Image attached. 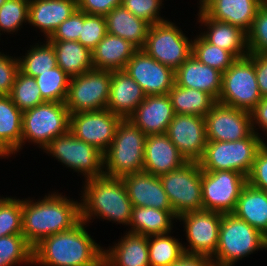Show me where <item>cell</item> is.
<instances>
[{
    "label": "cell",
    "instance_id": "1",
    "mask_svg": "<svg viewBox=\"0 0 267 266\" xmlns=\"http://www.w3.org/2000/svg\"><path fill=\"white\" fill-rule=\"evenodd\" d=\"M80 221V202L61 193H49L37 201L22 199V235L32 247L50 235L72 229Z\"/></svg>",
    "mask_w": 267,
    "mask_h": 266
},
{
    "label": "cell",
    "instance_id": "2",
    "mask_svg": "<svg viewBox=\"0 0 267 266\" xmlns=\"http://www.w3.org/2000/svg\"><path fill=\"white\" fill-rule=\"evenodd\" d=\"M82 220L72 229L50 235L33 247V265L103 266V247L86 231Z\"/></svg>",
    "mask_w": 267,
    "mask_h": 266
},
{
    "label": "cell",
    "instance_id": "3",
    "mask_svg": "<svg viewBox=\"0 0 267 266\" xmlns=\"http://www.w3.org/2000/svg\"><path fill=\"white\" fill-rule=\"evenodd\" d=\"M81 191V220L87 224L96 217L129 226L132 203L121 178L102 175L84 181Z\"/></svg>",
    "mask_w": 267,
    "mask_h": 266
},
{
    "label": "cell",
    "instance_id": "4",
    "mask_svg": "<svg viewBox=\"0 0 267 266\" xmlns=\"http://www.w3.org/2000/svg\"><path fill=\"white\" fill-rule=\"evenodd\" d=\"M267 250V237L233 213L222 214L218 245L211 258L215 266H234L258 250Z\"/></svg>",
    "mask_w": 267,
    "mask_h": 266
},
{
    "label": "cell",
    "instance_id": "5",
    "mask_svg": "<svg viewBox=\"0 0 267 266\" xmlns=\"http://www.w3.org/2000/svg\"><path fill=\"white\" fill-rule=\"evenodd\" d=\"M146 137L129 119H122L110 147L103 154L104 175L121 178L143 171Z\"/></svg>",
    "mask_w": 267,
    "mask_h": 266
},
{
    "label": "cell",
    "instance_id": "6",
    "mask_svg": "<svg viewBox=\"0 0 267 266\" xmlns=\"http://www.w3.org/2000/svg\"><path fill=\"white\" fill-rule=\"evenodd\" d=\"M254 132L236 141H207L203 157L199 161L204 171L232 170L248 177L258 150L267 143Z\"/></svg>",
    "mask_w": 267,
    "mask_h": 266
},
{
    "label": "cell",
    "instance_id": "7",
    "mask_svg": "<svg viewBox=\"0 0 267 266\" xmlns=\"http://www.w3.org/2000/svg\"><path fill=\"white\" fill-rule=\"evenodd\" d=\"M70 113L65 103L45 102L23 112L21 149L27 143L45 149L69 131Z\"/></svg>",
    "mask_w": 267,
    "mask_h": 266
},
{
    "label": "cell",
    "instance_id": "8",
    "mask_svg": "<svg viewBox=\"0 0 267 266\" xmlns=\"http://www.w3.org/2000/svg\"><path fill=\"white\" fill-rule=\"evenodd\" d=\"M176 217L202 211V169L199 162H187L181 168L159 176Z\"/></svg>",
    "mask_w": 267,
    "mask_h": 266
},
{
    "label": "cell",
    "instance_id": "9",
    "mask_svg": "<svg viewBox=\"0 0 267 266\" xmlns=\"http://www.w3.org/2000/svg\"><path fill=\"white\" fill-rule=\"evenodd\" d=\"M262 99L253 60L238 58L222 73V89L218 102L251 112Z\"/></svg>",
    "mask_w": 267,
    "mask_h": 266
},
{
    "label": "cell",
    "instance_id": "10",
    "mask_svg": "<svg viewBox=\"0 0 267 266\" xmlns=\"http://www.w3.org/2000/svg\"><path fill=\"white\" fill-rule=\"evenodd\" d=\"M43 152L74 172H80L85 180L104 175L103 153L70 131L53 139Z\"/></svg>",
    "mask_w": 267,
    "mask_h": 266
},
{
    "label": "cell",
    "instance_id": "11",
    "mask_svg": "<svg viewBox=\"0 0 267 266\" xmlns=\"http://www.w3.org/2000/svg\"><path fill=\"white\" fill-rule=\"evenodd\" d=\"M150 57L176 71L192 54V39L169 20L151 25L142 48Z\"/></svg>",
    "mask_w": 267,
    "mask_h": 266
},
{
    "label": "cell",
    "instance_id": "12",
    "mask_svg": "<svg viewBox=\"0 0 267 266\" xmlns=\"http://www.w3.org/2000/svg\"><path fill=\"white\" fill-rule=\"evenodd\" d=\"M111 84V71L90 69L69 81L66 107L70 114L106 109Z\"/></svg>",
    "mask_w": 267,
    "mask_h": 266
},
{
    "label": "cell",
    "instance_id": "13",
    "mask_svg": "<svg viewBox=\"0 0 267 266\" xmlns=\"http://www.w3.org/2000/svg\"><path fill=\"white\" fill-rule=\"evenodd\" d=\"M247 177L232 170H202V204L207 211L233 213Z\"/></svg>",
    "mask_w": 267,
    "mask_h": 266
},
{
    "label": "cell",
    "instance_id": "14",
    "mask_svg": "<svg viewBox=\"0 0 267 266\" xmlns=\"http://www.w3.org/2000/svg\"><path fill=\"white\" fill-rule=\"evenodd\" d=\"M185 226L187 247L183 249L186 254L212 258L218 245L219 227L222 213L214 211L188 212L177 217Z\"/></svg>",
    "mask_w": 267,
    "mask_h": 266
},
{
    "label": "cell",
    "instance_id": "15",
    "mask_svg": "<svg viewBox=\"0 0 267 266\" xmlns=\"http://www.w3.org/2000/svg\"><path fill=\"white\" fill-rule=\"evenodd\" d=\"M122 119L108 109L70 114L69 131L103 154L110 147Z\"/></svg>",
    "mask_w": 267,
    "mask_h": 266
},
{
    "label": "cell",
    "instance_id": "16",
    "mask_svg": "<svg viewBox=\"0 0 267 266\" xmlns=\"http://www.w3.org/2000/svg\"><path fill=\"white\" fill-rule=\"evenodd\" d=\"M207 141H236L249 137L251 113L216 102L205 116Z\"/></svg>",
    "mask_w": 267,
    "mask_h": 266
},
{
    "label": "cell",
    "instance_id": "17",
    "mask_svg": "<svg viewBox=\"0 0 267 266\" xmlns=\"http://www.w3.org/2000/svg\"><path fill=\"white\" fill-rule=\"evenodd\" d=\"M124 70L142 88L146 96L164 95L175 84V71L138 49L126 64Z\"/></svg>",
    "mask_w": 267,
    "mask_h": 266
},
{
    "label": "cell",
    "instance_id": "18",
    "mask_svg": "<svg viewBox=\"0 0 267 266\" xmlns=\"http://www.w3.org/2000/svg\"><path fill=\"white\" fill-rule=\"evenodd\" d=\"M166 134L187 162L201 160L207 143L205 117L174 114Z\"/></svg>",
    "mask_w": 267,
    "mask_h": 266
},
{
    "label": "cell",
    "instance_id": "19",
    "mask_svg": "<svg viewBox=\"0 0 267 266\" xmlns=\"http://www.w3.org/2000/svg\"><path fill=\"white\" fill-rule=\"evenodd\" d=\"M266 0H204L200 8L209 18L230 23L246 34Z\"/></svg>",
    "mask_w": 267,
    "mask_h": 266
},
{
    "label": "cell",
    "instance_id": "20",
    "mask_svg": "<svg viewBox=\"0 0 267 266\" xmlns=\"http://www.w3.org/2000/svg\"><path fill=\"white\" fill-rule=\"evenodd\" d=\"M174 114L168 94L148 95L128 119L149 136L165 134Z\"/></svg>",
    "mask_w": 267,
    "mask_h": 266
},
{
    "label": "cell",
    "instance_id": "21",
    "mask_svg": "<svg viewBox=\"0 0 267 266\" xmlns=\"http://www.w3.org/2000/svg\"><path fill=\"white\" fill-rule=\"evenodd\" d=\"M135 207L173 210L159 176L141 171L121 177Z\"/></svg>",
    "mask_w": 267,
    "mask_h": 266
},
{
    "label": "cell",
    "instance_id": "22",
    "mask_svg": "<svg viewBox=\"0 0 267 266\" xmlns=\"http://www.w3.org/2000/svg\"><path fill=\"white\" fill-rule=\"evenodd\" d=\"M186 159L171 142L168 135L155 134L146 137L143 171L160 176L181 168Z\"/></svg>",
    "mask_w": 267,
    "mask_h": 266
},
{
    "label": "cell",
    "instance_id": "23",
    "mask_svg": "<svg viewBox=\"0 0 267 266\" xmlns=\"http://www.w3.org/2000/svg\"><path fill=\"white\" fill-rule=\"evenodd\" d=\"M141 86L126 71H111V84L106 109L121 119H128L145 99Z\"/></svg>",
    "mask_w": 267,
    "mask_h": 266
},
{
    "label": "cell",
    "instance_id": "24",
    "mask_svg": "<svg viewBox=\"0 0 267 266\" xmlns=\"http://www.w3.org/2000/svg\"><path fill=\"white\" fill-rule=\"evenodd\" d=\"M77 9V0H29L28 24L49 39L58 26Z\"/></svg>",
    "mask_w": 267,
    "mask_h": 266
},
{
    "label": "cell",
    "instance_id": "25",
    "mask_svg": "<svg viewBox=\"0 0 267 266\" xmlns=\"http://www.w3.org/2000/svg\"><path fill=\"white\" fill-rule=\"evenodd\" d=\"M198 22L206 27L200 35L209 43L233 53L237 58L248 56L247 34L230 23L209 18L200 8Z\"/></svg>",
    "mask_w": 267,
    "mask_h": 266
},
{
    "label": "cell",
    "instance_id": "26",
    "mask_svg": "<svg viewBox=\"0 0 267 266\" xmlns=\"http://www.w3.org/2000/svg\"><path fill=\"white\" fill-rule=\"evenodd\" d=\"M175 84L210 94L216 101L222 89V72L191 55L176 71Z\"/></svg>",
    "mask_w": 267,
    "mask_h": 266
},
{
    "label": "cell",
    "instance_id": "27",
    "mask_svg": "<svg viewBox=\"0 0 267 266\" xmlns=\"http://www.w3.org/2000/svg\"><path fill=\"white\" fill-rule=\"evenodd\" d=\"M118 243L103 249V266H150L148 237L127 232Z\"/></svg>",
    "mask_w": 267,
    "mask_h": 266
},
{
    "label": "cell",
    "instance_id": "28",
    "mask_svg": "<svg viewBox=\"0 0 267 266\" xmlns=\"http://www.w3.org/2000/svg\"><path fill=\"white\" fill-rule=\"evenodd\" d=\"M138 48L130 41L106 33L104 38L91 51L95 69L123 70Z\"/></svg>",
    "mask_w": 267,
    "mask_h": 266
},
{
    "label": "cell",
    "instance_id": "29",
    "mask_svg": "<svg viewBox=\"0 0 267 266\" xmlns=\"http://www.w3.org/2000/svg\"><path fill=\"white\" fill-rule=\"evenodd\" d=\"M104 17L107 33L130 41L138 49L144 47L151 26L148 22L137 18L123 5L115 7Z\"/></svg>",
    "mask_w": 267,
    "mask_h": 266
},
{
    "label": "cell",
    "instance_id": "30",
    "mask_svg": "<svg viewBox=\"0 0 267 266\" xmlns=\"http://www.w3.org/2000/svg\"><path fill=\"white\" fill-rule=\"evenodd\" d=\"M233 214L267 237V192L248 183L243 187Z\"/></svg>",
    "mask_w": 267,
    "mask_h": 266
},
{
    "label": "cell",
    "instance_id": "31",
    "mask_svg": "<svg viewBox=\"0 0 267 266\" xmlns=\"http://www.w3.org/2000/svg\"><path fill=\"white\" fill-rule=\"evenodd\" d=\"M177 217L173 210H160L153 207H132L128 232L144 236L171 233Z\"/></svg>",
    "mask_w": 267,
    "mask_h": 266
},
{
    "label": "cell",
    "instance_id": "32",
    "mask_svg": "<svg viewBox=\"0 0 267 266\" xmlns=\"http://www.w3.org/2000/svg\"><path fill=\"white\" fill-rule=\"evenodd\" d=\"M55 50L57 66L69 77L79 76L93 69L92 53L78 41H49Z\"/></svg>",
    "mask_w": 267,
    "mask_h": 266
},
{
    "label": "cell",
    "instance_id": "33",
    "mask_svg": "<svg viewBox=\"0 0 267 266\" xmlns=\"http://www.w3.org/2000/svg\"><path fill=\"white\" fill-rule=\"evenodd\" d=\"M23 112L10 95H0V142L12 153L21 150Z\"/></svg>",
    "mask_w": 267,
    "mask_h": 266
},
{
    "label": "cell",
    "instance_id": "34",
    "mask_svg": "<svg viewBox=\"0 0 267 266\" xmlns=\"http://www.w3.org/2000/svg\"><path fill=\"white\" fill-rule=\"evenodd\" d=\"M175 114L205 117L217 102L210 94L174 84L168 92Z\"/></svg>",
    "mask_w": 267,
    "mask_h": 266
},
{
    "label": "cell",
    "instance_id": "35",
    "mask_svg": "<svg viewBox=\"0 0 267 266\" xmlns=\"http://www.w3.org/2000/svg\"><path fill=\"white\" fill-rule=\"evenodd\" d=\"M150 266H171L184 254L183 244L170 233L148 237Z\"/></svg>",
    "mask_w": 267,
    "mask_h": 266
},
{
    "label": "cell",
    "instance_id": "36",
    "mask_svg": "<svg viewBox=\"0 0 267 266\" xmlns=\"http://www.w3.org/2000/svg\"><path fill=\"white\" fill-rule=\"evenodd\" d=\"M41 44L31 45L25 56L18 57L19 70L25 75L36 77L57 66L53 45L48 40Z\"/></svg>",
    "mask_w": 267,
    "mask_h": 266
},
{
    "label": "cell",
    "instance_id": "37",
    "mask_svg": "<svg viewBox=\"0 0 267 266\" xmlns=\"http://www.w3.org/2000/svg\"><path fill=\"white\" fill-rule=\"evenodd\" d=\"M198 61L224 73L238 58L207 42L200 34L192 40V54Z\"/></svg>",
    "mask_w": 267,
    "mask_h": 266
},
{
    "label": "cell",
    "instance_id": "38",
    "mask_svg": "<svg viewBox=\"0 0 267 266\" xmlns=\"http://www.w3.org/2000/svg\"><path fill=\"white\" fill-rule=\"evenodd\" d=\"M69 77L59 66L49 69L35 77L45 102L65 103L69 89Z\"/></svg>",
    "mask_w": 267,
    "mask_h": 266
},
{
    "label": "cell",
    "instance_id": "39",
    "mask_svg": "<svg viewBox=\"0 0 267 266\" xmlns=\"http://www.w3.org/2000/svg\"><path fill=\"white\" fill-rule=\"evenodd\" d=\"M25 263L33 266V247L22 234L0 237V266Z\"/></svg>",
    "mask_w": 267,
    "mask_h": 266
},
{
    "label": "cell",
    "instance_id": "40",
    "mask_svg": "<svg viewBox=\"0 0 267 266\" xmlns=\"http://www.w3.org/2000/svg\"><path fill=\"white\" fill-rule=\"evenodd\" d=\"M10 96L13 103L22 112L45 103L35 77L25 75L20 70L16 75Z\"/></svg>",
    "mask_w": 267,
    "mask_h": 266
},
{
    "label": "cell",
    "instance_id": "41",
    "mask_svg": "<svg viewBox=\"0 0 267 266\" xmlns=\"http://www.w3.org/2000/svg\"><path fill=\"white\" fill-rule=\"evenodd\" d=\"M28 13L29 0H7L0 7V32L17 33L23 23H28Z\"/></svg>",
    "mask_w": 267,
    "mask_h": 266
},
{
    "label": "cell",
    "instance_id": "42",
    "mask_svg": "<svg viewBox=\"0 0 267 266\" xmlns=\"http://www.w3.org/2000/svg\"><path fill=\"white\" fill-rule=\"evenodd\" d=\"M22 234V199H0V237Z\"/></svg>",
    "mask_w": 267,
    "mask_h": 266
},
{
    "label": "cell",
    "instance_id": "43",
    "mask_svg": "<svg viewBox=\"0 0 267 266\" xmlns=\"http://www.w3.org/2000/svg\"><path fill=\"white\" fill-rule=\"evenodd\" d=\"M249 53L267 54V0L259 8L247 33Z\"/></svg>",
    "mask_w": 267,
    "mask_h": 266
},
{
    "label": "cell",
    "instance_id": "44",
    "mask_svg": "<svg viewBox=\"0 0 267 266\" xmlns=\"http://www.w3.org/2000/svg\"><path fill=\"white\" fill-rule=\"evenodd\" d=\"M107 33L105 17L83 12V24L78 42L92 51Z\"/></svg>",
    "mask_w": 267,
    "mask_h": 266
},
{
    "label": "cell",
    "instance_id": "45",
    "mask_svg": "<svg viewBox=\"0 0 267 266\" xmlns=\"http://www.w3.org/2000/svg\"><path fill=\"white\" fill-rule=\"evenodd\" d=\"M162 0H123L122 5L137 18L143 19L150 25L167 21L161 17Z\"/></svg>",
    "mask_w": 267,
    "mask_h": 266
},
{
    "label": "cell",
    "instance_id": "46",
    "mask_svg": "<svg viewBox=\"0 0 267 266\" xmlns=\"http://www.w3.org/2000/svg\"><path fill=\"white\" fill-rule=\"evenodd\" d=\"M83 24V11L76 9L72 15L63 21L48 41H78Z\"/></svg>",
    "mask_w": 267,
    "mask_h": 266
},
{
    "label": "cell",
    "instance_id": "47",
    "mask_svg": "<svg viewBox=\"0 0 267 266\" xmlns=\"http://www.w3.org/2000/svg\"><path fill=\"white\" fill-rule=\"evenodd\" d=\"M18 71V57L0 52V95H10Z\"/></svg>",
    "mask_w": 267,
    "mask_h": 266
},
{
    "label": "cell",
    "instance_id": "48",
    "mask_svg": "<svg viewBox=\"0 0 267 266\" xmlns=\"http://www.w3.org/2000/svg\"><path fill=\"white\" fill-rule=\"evenodd\" d=\"M247 183L267 192V144L258 150Z\"/></svg>",
    "mask_w": 267,
    "mask_h": 266
},
{
    "label": "cell",
    "instance_id": "49",
    "mask_svg": "<svg viewBox=\"0 0 267 266\" xmlns=\"http://www.w3.org/2000/svg\"><path fill=\"white\" fill-rule=\"evenodd\" d=\"M123 0H77V9L90 15H107L115 7L122 5Z\"/></svg>",
    "mask_w": 267,
    "mask_h": 266
},
{
    "label": "cell",
    "instance_id": "50",
    "mask_svg": "<svg viewBox=\"0 0 267 266\" xmlns=\"http://www.w3.org/2000/svg\"><path fill=\"white\" fill-rule=\"evenodd\" d=\"M248 56L254 62L259 92L262 98H267V54L249 53Z\"/></svg>",
    "mask_w": 267,
    "mask_h": 266
},
{
    "label": "cell",
    "instance_id": "51",
    "mask_svg": "<svg viewBox=\"0 0 267 266\" xmlns=\"http://www.w3.org/2000/svg\"><path fill=\"white\" fill-rule=\"evenodd\" d=\"M250 113L254 133L262 137L257 130L258 128H256L259 127V129L262 128L263 132L266 131L265 136H267V98H262Z\"/></svg>",
    "mask_w": 267,
    "mask_h": 266
},
{
    "label": "cell",
    "instance_id": "52",
    "mask_svg": "<svg viewBox=\"0 0 267 266\" xmlns=\"http://www.w3.org/2000/svg\"><path fill=\"white\" fill-rule=\"evenodd\" d=\"M171 266H215L213 261L205 256L184 254Z\"/></svg>",
    "mask_w": 267,
    "mask_h": 266
},
{
    "label": "cell",
    "instance_id": "53",
    "mask_svg": "<svg viewBox=\"0 0 267 266\" xmlns=\"http://www.w3.org/2000/svg\"><path fill=\"white\" fill-rule=\"evenodd\" d=\"M10 155L13 154L0 142V158H8Z\"/></svg>",
    "mask_w": 267,
    "mask_h": 266
},
{
    "label": "cell",
    "instance_id": "54",
    "mask_svg": "<svg viewBox=\"0 0 267 266\" xmlns=\"http://www.w3.org/2000/svg\"><path fill=\"white\" fill-rule=\"evenodd\" d=\"M7 0H0V7L6 2Z\"/></svg>",
    "mask_w": 267,
    "mask_h": 266
}]
</instances>
